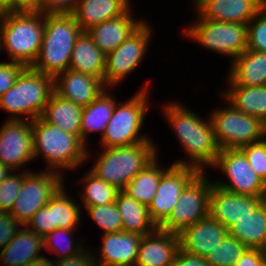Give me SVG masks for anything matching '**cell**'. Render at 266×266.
Listing matches in <instances>:
<instances>
[{
  "mask_svg": "<svg viewBox=\"0 0 266 266\" xmlns=\"http://www.w3.org/2000/svg\"><path fill=\"white\" fill-rule=\"evenodd\" d=\"M161 113L167 124L172 128L176 140L183 148L186 157L175 160L173 165L191 166L205 172L216 162L221 148L217 144L210 116L201 118L196 111L177 101H166ZM186 107V108H185ZM205 118V119H204ZM187 158V159H186Z\"/></svg>",
  "mask_w": 266,
  "mask_h": 266,
  "instance_id": "6da1fadb",
  "label": "cell"
},
{
  "mask_svg": "<svg viewBox=\"0 0 266 266\" xmlns=\"http://www.w3.org/2000/svg\"><path fill=\"white\" fill-rule=\"evenodd\" d=\"M32 132L34 158L37 160L44 157L42 159L47 165L46 170L56 171L65 177L67 170L68 173H78L77 170L83 164L86 165L87 161L90 163L91 149H88L81 137L64 132L46 123L41 117L32 121Z\"/></svg>",
  "mask_w": 266,
  "mask_h": 266,
  "instance_id": "7a4b0ae2",
  "label": "cell"
},
{
  "mask_svg": "<svg viewBox=\"0 0 266 266\" xmlns=\"http://www.w3.org/2000/svg\"><path fill=\"white\" fill-rule=\"evenodd\" d=\"M45 14L42 12H3L0 15V53L7 61L32 67L42 45Z\"/></svg>",
  "mask_w": 266,
  "mask_h": 266,
  "instance_id": "3957f363",
  "label": "cell"
},
{
  "mask_svg": "<svg viewBox=\"0 0 266 266\" xmlns=\"http://www.w3.org/2000/svg\"><path fill=\"white\" fill-rule=\"evenodd\" d=\"M101 149L97 156L93 157V166L89 170L119 191H122L160 152L155 142Z\"/></svg>",
  "mask_w": 266,
  "mask_h": 266,
  "instance_id": "277c9868",
  "label": "cell"
},
{
  "mask_svg": "<svg viewBox=\"0 0 266 266\" xmlns=\"http://www.w3.org/2000/svg\"><path fill=\"white\" fill-rule=\"evenodd\" d=\"M148 82V83H147ZM146 81L144 85L126 101L117 102L113 115L99 138V144L104 148L129 146L141 142H154L150 135L140 132L148 114L150 93L152 87ZM151 88V89H150Z\"/></svg>",
  "mask_w": 266,
  "mask_h": 266,
  "instance_id": "5b68a950",
  "label": "cell"
},
{
  "mask_svg": "<svg viewBox=\"0 0 266 266\" xmlns=\"http://www.w3.org/2000/svg\"><path fill=\"white\" fill-rule=\"evenodd\" d=\"M54 77L26 67L13 86L0 97L6 119L33 121L40 118L54 93Z\"/></svg>",
  "mask_w": 266,
  "mask_h": 266,
  "instance_id": "8992f818",
  "label": "cell"
},
{
  "mask_svg": "<svg viewBox=\"0 0 266 266\" xmlns=\"http://www.w3.org/2000/svg\"><path fill=\"white\" fill-rule=\"evenodd\" d=\"M82 32L72 14H45L41 50L32 68L53 77L69 69L74 44Z\"/></svg>",
  "mask_w": 266,
  "mask_h": 266,
  "instance_id": "52a82bcc",
  "label": "cell"
},
{
  "mask_svg": "<svg viewBox=\"0 0 266 266\" xmlns=\"http://www.w3.org/2000/svg\"><path fill=\"white\" fill-rule=\"evenodd\" d=\"M194 16L196 19L183 28V38L198 43L208 51L229 57L230 63L247 49L246 24L209 20L197 14Z\"/></svg>",
  "mask_w": 266,
  "mask_h": 266,
  "instance_id": "ba28073f",
  "label": "cell"
},
{
  "mask_svg": "<svg viewBox=\"0 0 266 266\" xmlns=\"http://www.w3.org/2000/svg\"><path fill=\"white\" fill-rule=\"evenodd\" d=\"M222 101L225 104L216 106L208 115L221 149L241 148L264 139L266 123L260 118L236 110L224 98Z\"/></svg>",
  "mask_w": 266,
  "mask_h": 266,
  "instance_id": "9c48e42d",
  "label": "cell"
},
{
  "mask_svg": "<svg viewBox=\"0 0 266 266\" xmlns=\"http://www.w3.org/2000/svg\"><path fill=\"white\" fill-rule=\"evenodd\" d=\"M210 169L222 175V179L213 178L214 185L234 194L266 199V183L252 170L239 148L221 149Z\"/></svg>",
  "mask_w": 266,
  "mask_h": 266,
  "instance_id": "30bf717a",
  "label": "cell"
},
{
  "mask_svg": "<svg viewBox=\"0 0 266 266\" xmlns=\"http://www.w3.org/2000/svg\"><path fill=\"white\" fill-rule=\"evenodd\" d=\"M207 169L199 172L181 192L170 216L159 226L160 229L180 234L184 229L209 215V196L213 180L208 178Z\"/></svg>",
  "mask_w": 266,
  "mask_h": 266,
  "instance_id": "8fae6325",
  "label": "cell"
},
{
  "mask_svg": "<svg viewBox=\"0 0 266 266\" xmlns=\"http://www.w3.org/2000/svg\"><path fill=\"white\" fill-rule=\"evenodd\" d=\"M153 25L145 21L135 32H133L117 49L106 55V69L104 73V85L106 88L118 87L133 73L139 65L141 66L148 47L153 38ZM146 53V54H145Z\"/></svg>",
  "mask_w": 266,
  "mask_h": 266,
  "instance_id": "7c38bea8",
  "label": "cell"
},
{
  "mask_svg": "<svg viewBox=\"0 0 266 266\" xmlns=\"http://www.w3.org/2000/svg\"><path fill=\"white\" fill-rule=\"evenodd\" d=\"M65 177L56 171H24V180L10 215L22 226L66 183Z\"/></svg>",
  "mask_w": 266,
  "mask_h": 266,
  "instance_id": "4fadbf2b",
  "label": "cell"
},
{
  "mask_svg": "<svg viewBox=\"0 0 266 266\" xmlns=\"http://www.w3.org/2000/svg\"><path fill=\"white\" fill-rule=\"evenodd\" d=\"M0 126V162L12 171H30L35 161L32 121L6 119Z\"/></svg>",
  "mask_w": 266,
  "mask_h": 266,
  "instance_id": "5bb4252c",
  "label": "cell"
},
{
  "mask_svg": "<svg viewBox=\"0 0 266 266\" xmlns=\"http://www.w3.org/2000/svg\"><path fill=\"white\" fill-rule=\"evenodd\" d=\"M199 172L195 167L172 165L161 176L153 201L148 206L150 218L157 227L170 216L181 192Z\"/></svg>",
  "mask_w": 266,
  "mask_h": 266,
  "instance_id": "9a60e30c",
  "label": "cell"
},
{
  "mask_svg": "<svg viewBox=\"0 0 266 266\" xmlns=\"http://www.w3.org/2000/svg\"><path fill=\"white\" fill-rule=\"evenodd\" d=\"M266 199L228 192L214 184L209 196V215L227 229L253 213Z\"/></svg>",
  "mask_w": 266,
  "mask_h": 266,
  "instance_id": "2e32d148",
  "label": "cell"
},
{
  "mask_svg": "<svg viewBox=\"0 0 266 266\" xmlns=\"http://www.w3.org/2000/svg\"><path fill=\"white\" fill-rule=\"evenodd\" d=\"M102 236V246L93 250L96 266H135L142 235L122 231Z\"/></svg>",
  "mask_w": 266,
  "mask_h": 266,
  "instance_id": "e0dca14e",
  "label": "cell"
},
{
  "mask_svg": "<svg viewBox=\"0 0 266 266\" xmlns=\"http://www.w3.org/2000/svg\"><path fill=\"white\" fill-rule=\"evenodd\" d=\"M104 89L106 87L99 78L70 68L54 77L55 93L82 107L89 105Z\"/></svg>",
  "mask_w": 266,
  "mask_h": 266,
  "instance_id": "ac0fdd59",
  "label": "cell"
},
{
  "mask_svg": "<svg viewBox=\"0 0 266 266\" xmlns=\"http://www.w3.org/2000/svg\"><path fill=\"white\" fill-rule=\"evenodd\" d=\"M179 250L178 234L157 227L142 237L135 266H172Z\"/></svg>",
  "mask_w": 266,
  "mask_h": 266,
  "instance_id": "d6986e66",
  "label": "cell"
},
{
  "mask_svg": "<svg viewBox=\"0 0 266 266\" xmlns=\"http://www.w3.org/2000/svg\"><path fill=\"white\" fill-rule=\"evenodd\" d=\"M228 234V229L208 215L184 229L178 236L180 249L205 258Z\"/></svg>",
  "mask_w": 266,
  "mask_h": 266,
  "instance_id": "ffe728a7",
  "label": "cell"
},
{
  "mask_svg": "<svg viewBox=\"0 0 266 266\" xmlns=\"http://www.w3.org/2000/svg\"><path fill=\"white\" fill-rule=\"evenodd\" d=\"M131 8L133 7L123 15L108 19L86 31L105 55L117 49L146 21L143 18H135Z\"/></svg>",
  "mask_w": 266,
  "mask_h": 266,
  "instance_id": "44dd1931",
  "label": "cell"
},
{
  "mask_svg": "<svg viewBox=\"0 0 266 266\" xmlns=\"http://www.w3.org/2000/svg\"><path fill=\"white\" fill-rule=\"evenodd\" d=\"M228 68L226 86L266 85V52L246 49Z\"/></svg>",
  "mask_w": 266,
  "mask_h": 266,
  "instance_id": "7402d4cb",
  "label": "cell"
},
{
  "mask_svg": "<svg viewBox=\"0 0 266 266\" xmlns=\"http://www.w3.org/2000/svg\"><path fill=\"white\" fill-rule=\"evenodd\" d=\"M43 256V238L22 226L8 245L0 250V266H28Z\"/></svg>",
  "mask_w": 266,
  "mask_h": 266,
  "instance_id": "603a6c76",
  "label": "cell"
},
{
  "mask_svg": "<svg viewBox=\"0 0 266 266\" xmlns=\"http://www.w3.org/2000/svg\"><path fill=\"white\" fill-rule=\"evenodd\" d=\"M263 8V0H210L197 15L219 22L248 24Z\"/></svg>",
  "mask_w": 266,
  "mask_h": 266,
  "instance_id": "cb8c5ba5",
  "label": "cell"
},
{
  "mask_svg": "<svg viewBox=\"0 0 266 266\" xmlns=\"http://www.w3.org/2000/svg\"><path fill=\"white\" fill-rule=\"evenodd\" d=\"M131 0H80L72 14L83 32L108 19L123 15Z\"/></svg>",
  "mask_w": 266,
  "mask_h": 266,
  "instance_id": "d4e9b609",
  "label": "cell"
},
{
  "mask_svg": "<svg viewBox=\"0 0 266 266\" xmlns=\"http://www.w3.org/2000/svg\"><path fill=\"white\" fill-rule=\"evenodd\" d=\"M112 88H106L89 105L83 107L81 118V139L88 146L89 134L104 133L117 103L115 94H111Z\"/></svg>",
  "mask_w": 266,
  "mask_h": 266,
  "instance_id": "484cf974",
  "label": "cell"
},
{
  "mask_svg": "<svg viewBox=\"0 0 266 266\" xmlns=\"http://www.w3.org/2000/svg\"><path fill=\"white\" fill-rule=\"evenodd\" d=\"M69 68L99 78L104 83L106 55L87 32H82L76 39Z\"/></svg>",
  "mask_w": 266,
  "mask_h": 266,
  "instance_id": "4316f807",
  "label": "cell"
},
{
  "mask_svg": "<svg viewBox=\"0 0 266 266\" xmlns=\"http://www.w3.org/2000/svg\"><path fill=\"white\" fill-rule=\"evenodd\" d=\"M83 107L61 98L55 92L48 101L41 118L64 132L81 137Z\"/></svg>",
  "mask_w": 266,
  "mask_h": 266,
  "instance_id": "83f0119b",
  "label": "cell"
},
{
  "mask_svg": "<svg viewBox=\"0 0 266 266\" xmlns=\"http://www.w3.org/2000/svg\"><path fill=\"white\" fill-rule=\"evenodd\" d=\"M220 96L236 110L260 118L266 123V85L228 86Z\"/></svg>",
  "mask_w": 266,
  "mask_h": 266,
  "instance_id": "f1b7e54d",
  "label": "cell"
},
{
  "mask_svg": "<svg viewBox=\"0 0 266 266\" xmlns=\"http://www.w3.org/2000/svg\"><path fill=\"white\" fill-rule=\"evenodd\" d=\"M228 234L247 248L266 251V200L253 213L232 224Z\"/></svg>",
  "mask_w": 266,
  "mask_h": 266,
  "instance_id": "f546056e",
  "label": "cell"
},
{
  "mask_svg": "<svg viewBox=\"0 0 266 266\" xmlns=\"http://www.w3.org/2000/svg\"><path fill=\"white\" fill-rule=\"evenodd\" d=\"M115 204L122 218V231L146 235L153 232L157 226L151 220L148 206L119 191Z\"/></svg>",
  "mask_w": 266,
  "mask_h": 266,
  "instance_id": "4dcf8cb0",
  "label": "cell"
},
{
  "mask_svg": "<svg viewBox=\"0 0 266 266\" xmlns=\"http://www.w3.org/2000/svg\"><path fill=\"white\" fill-rule=\"evenodd\" d=\"M159 159L158 155L122 191L139 203L149 206L156 194L161 176L173 165L162 168Z\"/></svg>",
  "mask_w": 266,
  "mask_h": 266,
  "instance_id": "1f68e13d",
  "label": "cell"
},
{
  "mask_svg": "<svg viewBox=\"0 0 266 266\" xmlns=\"http://www.w3.org/2000/svg\"><path fill=\"white\" fill-rule=\"evenodd\" d=\"M87 172V173H86ZM83 173L79 179L83 189H79L80 200L82 201L81 207L100 206L114 203L119 190L98 178L90 170ZM83 203V206H82Z\"/></svg>",
  "mask_w": 266,
  "mask_h": 266,
  "instance_id": "d6a6232c",
  "label": "cell"
},
{
  "mask_svg": "<svg viewBox=\"0 0 266 266\" xmlns=\"http://www.w3.org/2000/svg\"><path fill=\"white\" fill-rule=\"evenodd\" d=\"M64 184L52 197V218L55 229H77L80 225L82 208L76 199L70 196ZM70 196V197H69Z\"/></svg>",
  "mask_w": 266,
  "mask_h": 266,
  "instance_id": "836d02e7",
  "label": "cell"
},
{
  "mask_svg": "<svg viewBox=\"0 0 266 266\" xmlns=\"http://www.w3.org/2000/svg\"><path fill=\"white\" fill-rule=\"evenodd\" d=\"M74 231H76V229H55L53 232L43 237V248H45L46 252L48 251L51 252V254H56V257L54 256L55 260L79 254L87 245L85 246L86 243H84V240L73 237Z\"/></svg>",
  "mask_w": 266,
  "mask_h": 266,
  "instance_id": "e575fe53",
  "label": "cell"
},
{
  "mask_svg": "<svg viewBox=\"0 0 266 266\" xmlns=\"http://www.w3.org/2000/svg\"><path fill=\"white\" fill-rule=\"evenodd\" d=\"M248 248L236 237L227 234L213 250L205 256L210 266H233Z\"/></svg>",
  "mask_w": 266,
  "mask_h": 266,
  "instance_id": "d590c367",
  "label": "cell"
},
{
  "mask_svg": "<svg viewBox=\"0 0 266 266\" xmlns=\"http://www.w3.org/2000/svg\"><path fill=\"white\" fill-rule=\"evenodd\" d=\"M82 211L85 209L90 219L95 222L100 229H103L102 234L112 233V232H122V218L118 211V208L114 203L91 206V207H81Z\"/></svg>",
  "mask_w": 266,
  "mask_h": 266,
  "instance_id": "8d00e7d4",
  "label": "cell"
},
{
  "mask_svg": "<svg viewBox=\"0 0 266 266\" xmlns=\"http://www.w3.org/2000/svg\"><path fill=\"white\" fill-rule=\"evenodd\" d=\"M18 172V173H17ZM24 180V171H12L0 183V212H11Z\"/></svg>",
  "mask_w": 266,
  "mask_h": 266,
  "instance_id": "74e56055",
  "label": "cell"
},
{
  "mask_svg": "<svg viewBox=\"0 0 266 266\" xmlns=\"http://www.w3.org/2000/svg\"><path fill=\"white\" fill-rule=\"evenodd\" d=\"M247 49L266 52V10L264 8L247 24Z\"/></svg>",
  "mask_w": 266,
  "mask_h": 266,
  "instance_id": "f35d334b",
  "label": "cell"
},
{
  "mask_svg": "<svg viewBox=\"0 0 266 266\" xmlns=\"http://www.w3.org/2000/svg\"><path fill=\"white\" fill-rule=\"evenodd\" d=\"M246 156L252 170L266 183V140L265 138L239 148Z\"/></svg>",
  "mask_w": 266,
  "mask_h": 266,
  "instance_id": "ab89813d",
  "label": "cell"
},
{
  "mask_svg": "<svg viewBox=\"0 0 266 266\" xmlns=\"http://www.w3.org/2000/svg\"><path fill=\"white\" fill-rule=\"evenodd\" d=\"M26 228L38 234L40 237H45L47 234L55 230L52 218V198L48 204L39 209L25 225Z\"/></svg>",
  "mask_w": 266,
  "mask_h": 266,
  "instance_id": "60d3db41",
  "label": "cell"
},
{
  "mask_svg": "<svg viewBox=\"0 0 266 266\" xmlns=\"http://www.w3.org/2000/svg\"><path fill=\"white\" fill-rule=\"evenodd\" d=\"M25 68V65L18 62L0 61V97L13 86Z\"/></svg>",
  "mask_w": 266,
  "mask_h": 266,
  "instance_id": "b9f144b4",
  "label": "cell"
},
{
  "mask_svg": "<svg viewBox=\"0 0 266 266\" xmlns=\"http://www.w3.org/2000/svg\"><path fill=\"white\" fill-rule=\"evenodd\" d=\"M22 225L10 215L0 212V249L2 250L15 237Z\"/></svg>",
  "mask_w": 266,
  "mask_h": 266,
  "instance_id": "7bdbcfd3",
  "label": "cell"
},
{
  "mask_svg": "<svg viewBox=\"0 0 266 266\" xmlns=\"http://www.w3.org/2000/svg\"><path fill=\"white\" fill-rule=\"evenodd\" d=\"M80 0H43V14H73Z\"/></svg>",
  "mask_w": 266,
  "mask_h": 266,
  "instance_id": "ee69618b",
  "label": "cell"
},
{
  "mask_svg": "<svg viewBox=\"0 0 266 266\" xmlns=\"http://www.w3.org/2000/svg\"><path fill=\"white\" fill-rule=\"evenodd\" d=\"M87 247L77 255L56 260L55 266H96L93 250Z\"/></svg>",
  "mask_w": 266,
  "mask_h": 266,
  "instance_id": "f6af8a7d",
  "label": "cell"
},
{
  "mask_svg": "<svg viewBox=\"0 0 266 266\" xmlns=\"http://www.w3.org/2000/svg\"><path fill=\"white\" fill-rule=\"evenodd\" d=\"M265 261V250L248 248L233 266H261Z\"/></svg>",
  "mask_w": 266,
  "mask_h": 266,
  "instance_id": "bcb514c9",
  "label": "cell"
},
{
  "mask_svg": "<svg viewBox=\"0 0 266 266\" xmlns=\"http://www.w3.org/2000/svg\"><path fill=\"white\" fill-rule=\"evenodd\" d=\"M172 266H210L205 258L192 255L182 251H178Z\"/></svg>",
  "mask_w": 266,
  "mask_h": 266,
  "instance_id": "7dc6e473",
  "label": "cell"
},
{
  "mask_svg": "<svg viewBox=\"0 0 266 266\" xmlns=\"http://www.w3.org/2000/svg\"><path fill=\"white\" fill-rule=\"evenodd\" d=\"M43 0H10V12H41Z\"/></svg>",
  "mask_w": 266,
  "mask_h": 266,
  "instance_id": "c3c4849f",
  "label": "cell"
},
{
  "mask_svg": "<svg viewBox=\"0 0 266 266\" xmlns=\"http://www.w3.org/2000/svg\"><path fill=\"white\" fill-rule=\"evenodd\" d=\"M56 260L45 255L28 266H55Z\"/></svg>",
  "mask_w": 266,
  "mask_h": 266,
  "instance_id": "681fc988",
  "label": "cell"
},
{
  "mask_svg": "<svg viewBox=\"0 0 266 266\" xmlns=\"http://www.w3.org/2000/svg\"><path fill=\"white\" fill-rule=\"evenodd\" d=\"M10 173H12V170L0 162V183L4 181Z\"/></svg>",
  "mask_w": 266,
  "mask_h": 266,
  "instance_id": "f907efd6",
  "label": "cell"
},
{
  "mask_svg": "<svg viewBox=\"0 0 266 266\" xmlns=\"http://www.w3.org/2000/svg\"><path fill=\"white\" fill-rule=\"evenodd\" d=\"M210 0H194L193 10L196 9L195 14L199 13L200 10L209 2Z\"/></svg>",
  "mask_w": 266,
  "mask_h": 266,
  "instance_id": "816d5d0a",
  "label": "cell"
},
{
  "mask_svg": "<svg viewBox=\"0 0 266 266\" xmlns=\"http://www.w3.org/2000/svg\"><path fill=\"white\" fill-rule=\"evenodd\" d=\"M10 12V0H0V13Z\"/></svg>",
  "mask_w": 266,
  "mask_h": 266,
  "instance_id": "f5cc1de1",
  "label": "cell"
},
{
  "mask_svg": "<svg viewBox=\"0 0 266 266\" xmlns=\"http://www.w3.org/2000/svg\"><path fill=\"white\" fill-rule=\"evenodd\" d=\"M263 8L266 10V0H263Z\"/></svg>",
  "mask_w": 266,
  "mask_h": 266,
  "instance_id": "db71d44e",
  "label": "cell"
}]
</instances>
